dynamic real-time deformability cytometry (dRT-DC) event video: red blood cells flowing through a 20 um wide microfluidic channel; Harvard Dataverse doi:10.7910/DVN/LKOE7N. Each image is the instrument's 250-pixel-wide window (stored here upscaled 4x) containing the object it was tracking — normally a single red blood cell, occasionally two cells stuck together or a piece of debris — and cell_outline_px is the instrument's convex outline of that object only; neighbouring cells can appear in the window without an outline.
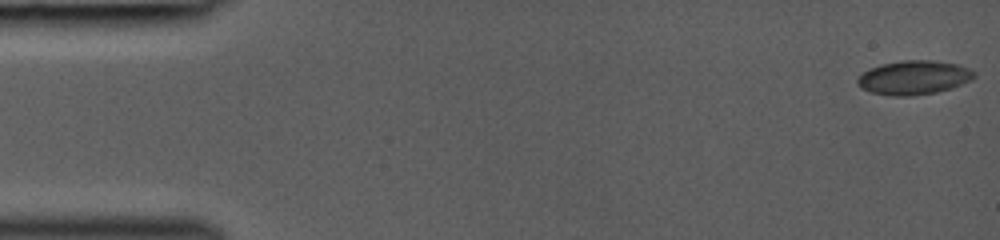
{"species": "common noctule bat (a hibernating species)", "species_latin": "Nyctalus noctula", "temperature_condition": "room temperature", "stored_images_in_passage": 43, "camera_frame_rate_fps": 3000, "um_per_image_px": 0.085, "animal": {"sex": "female", "body_mass_g": 19.0, "forearm_length_mm": 53.3}, "frame": {"image": 1, "passage_image": 1, "time_ms": 0.0, "image_size_px": [1000, 240], "cell_outline_px": [[976, 76], [972, 80], [952, 88], [936, 92], [908, 96], [892, 96], [872, 92], [860, 88], [856, 84], [856, 80], [864, 72], [880, 64], [900, 60], [932, 60], [960, 64], [976, 72]], "centroid_in_image_um": [77.7, 6.58], "position_along_channel_um": 7.3, "area_um2": 23.29}}
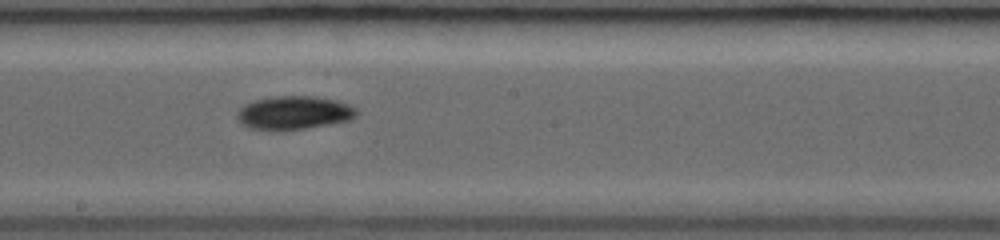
{"frame": {"image": 2, "passage_image": 25, "time_ms": 8.0, "image_size_px": [1000, 240], "cell_outline_px": [[360, 112], [356, 116], [348, 120], [308, 128], [280, 132], [248, 128], [236, 116], [236, 112], [244, 104], [256, 100], [272, 96], [312, 96], [336, 100], [348, 104], [356, 108]], "centroid_in_image_um": [24.97, 9.6], "position_along_channel_um": 223.2, "area_um2": 23.58}}
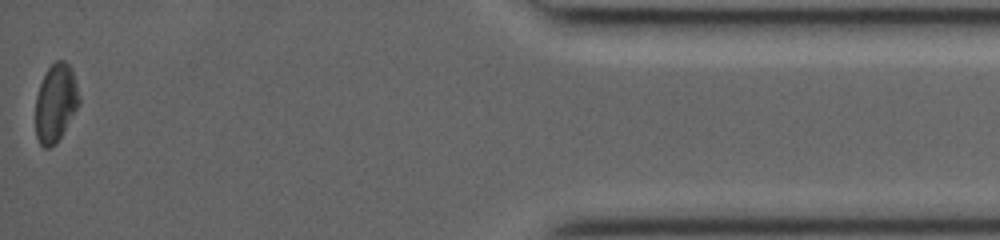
{"frame": {"image": 3, "passage_image": 43, "time_ms": 14.0, "image_size_px": [1000, 240], "cell_outline_px": [[80, 104], [56, 144], [48, 148], [44, 148], [40, 144], [36, 136], [36, 96], [40, 84], [48, 68], [56, 60], [64, 60], [72, 68], [80, 96]], "centroid_in_image_um": [4.75, 8.75], "position_along_channel_um": 430.5, "area_um2": 19.88}}